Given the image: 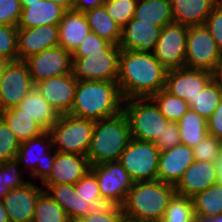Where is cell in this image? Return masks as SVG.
Listing matches in <instances>:
<instances>
[{
    "instance_id": "6da1fadb",
    "label": "cell",
    "mask_w": 222,
    "mask_h": 222,
    "mask_svg": "<svg viewBox=\"0 0 222 222\" xmlns=\"http://www.w3.org/2000/svg\"><path fill=\"white\" fill-rule=\"evenodd\" d=\"M167 71L152 52L121 49L117 83L123 99L147 98L165 89Z\"/></svg>"
},
{
    "instance_id": "7a4b0ae2",
    "label": "cell",
    "mask_w": 222,
    "mask_h": 222,
    "mask_svg": "<svg viewBox=\"0 0 222 222\" xmlns=\"http://www.w3.org/2000/svg\"><path fill=\"white\" fill-rule=\"evenodd\" d=\"M123 102L117 81H77L69 114L95 122L121 113Z\"/></svg>"
},
{
    "instance_id": "3957f363",
    "label": "cell",
    "mask_w": 222,
    "mask_h": 222,
    "mask_svg": "<svg viewBox=\"0 0 222 222\" xmlns=\"http://www.w3.org/2000/svg\"><path fill=\"white\" fill-rule=\"evenodd\" d=\"M175 194L174 185L160 180L133 182L121 207L125 217L161 222Z\"/></svg>"
},
{
    "instance_id": "277c9868",
    "label": "cell",
    "mask_w": 222,
    "mask_h": 222,
    "mask_svg": "<svg viewBox=\"0 0 222 222\" xmlns=\"http://www.w3.org/2000/svg\"><path fill=\"white\" fill-rule=\"evenodd\" d=\"M131 139L128 120L123 112L95 121L87 152L91 166L118 161Z\"/></svg>"
},
{
    "instance_id": "5b68a950",
    "label": "cell",
    "mask_w": 222,
    "mask_h": 222,
    "mask_svg": "<svg viewBox=\"0 0 222 222\" xmlns=\"http://www.w3.org/2000/svg\"><path fill=\"white\" fill-rule=\"evenodd\" d=\"M122 112L128 120L131 138L141 141L155 142L169 123L150 97L125 99Z\"/></svg>"
},
{
    "instance_id": "8992f818",
    "label": "cell",
    "mask_w": 222,
    "mask_h": 222,
    "mask_svg": "<svg viewBox=\"0 0 222 222\" xmlns=\"http://www.w3.org/2000/svg\"><path fill=\"white\" fill-rule=\"evenodd\" d=\"M121 48L111 44L106 50L72 52V75L77 81H117Z\"/></svg>"
},
{
    "instance_id": "52a82bcc",
    "label": "cell",
    "mask_w": 222,
    "mask_h": 222,
    "mask_svg": "<svg viewBox=\"0 0 222 222\" xmlns=\"http://www.w3.org/2000/svg\"><path fill=\"white\" fill-rule=\"evenodd\" d=\"M95 122L70 114L59 115L49 130L52 145L58 152L87 156Z\"/></svg>"
},
{
    "instance_id": "ba28073f",
    "label": "cell",
    "mask_w": 222,
    "mask_h": 222,
    "mask_svg": "<svg viewBox=\"0 0 222 222\" xmlns=\"http://www.w3.org/2000/svg\"><path fill=\"white\" fill-rule=\"evenodd\" d=\"M160 150L154 142L132 138L119 158L133 182L157 180Z\"/></svg>"
},
{
    "instance_id": "9c48e42d",
    "label": "cell",
    "mask_w": 222,
    "mask_h": 222,
    "mask_svg": "<svg viewBox=\"0 0 222 222\" xmlns=\"http://www.w3.org/2000/svg\"><path fill=\"white\" fill-rule=\"evenodd\" d=\"M221 58L222 51L204 24L188 26L185 67L213 72Z\"/></svg>"
},
{
    "instance_id": "30bf717a",
    "label": "cell",
    "mask_w": 222,
    "mask_h": 222,
    "mask_svg": "<svg viewBox=\"0 0 222 222\" xmlns=\"http://www.w3.org/2000/svg\"><path fill=\"white\" fill-rule=\"evenodd\" d=\"M35 86L25 61L2 62L0 78V112L18 106Z\"/></svg>"
},
{
    "instance_id": "8fae6325",
    "label": "cell",
    "mask_w": 222,
    "mask_h": 222,
    "mask_svg": "<svg viewBox=\"0 0 222 222\" xmlns=\"http://www.w3.org/2000/svg\"><path fill=\"white\" fill-rule=\"evenodd\" d=\"M39 147L43 149L40 150V152L38 151L40 154L37 153V148ZM52 148V138L49 131H44L39 136L31 138L28 141L20 144L15 160L19 164L23 163V165H25V168L27 167L31 169V171L29 172L30 181L31 179L34 180V178L35 180L36 178H40L43 183L49 177L55 160V151L52 155ZM33 152L37 153V157L32 156L31 158Z\"/></svg>"
},
{
    "instance_id": "7c38bea8",
    "label": "cell",
    "mask_w": 222,
    "mask_h": 222,
    "mask_svg": "<svg viewBox=\"0 0 222 222\" xmlns=\"http://www.w3.org/2000/svg\"><path fill=\"white\" fill-rule=\"evenodd\" d=\"M187 32L188 26L175 22L162 27L153 54L166 70L185 67Z\"/></svg>"
},
{
    "instance_id": "4fadbf2b",
    "label": "cell",
    "mask_w": 222,
    "mask_h": 222,
    "mask_svg": "<svg viewBox=\"0 0 222 222\" xmlns=\"http://www.w3.org/2000/svg\"><path fill=\"white\" fill-rule=\"evenodd\" d=\"M33 83L72 73V53L61 46L49 48L25 60Z\"/></svg>"
},
{
    "instance_id": "5bb4252c",
    "label": "cell",
    "mask_w": 222,
    "mask_h": 222,
    "mask_svg": "<svg viewBox=\"0 0 222 222\" xmlns=\"http://www.w3.org/2000/svg\"><path fill=\"white\" fill-rule=\"evenodd\" d=\"M95 173L101 197L109 198L121 206L133 185L128 172L119 161L91 166Z\"/></svg>"
},
{
    "instance_id": "9a60e30c",
    "label": "cell",
    "mask_w": 222,
    "mask_h": 222,
    "mask_svg": "<svg viewBox=\"0 0 222 222\" xmlns=\"http://www.w3.org/2000/svg\"><path fill=\"white\" fill-rule=\"evenodd\" d=\"M213 79V72L182 67L167 71L165 90L186 102L193 100Z\"/></svg>"
},
{
    "instance_id": "2e32d148",
    "label": "cell",
    "mask_w": 222,
    "mask_h": 222,
    "mask_svg": "<svg viewBox=\"0 0 222 222\" xmlns=\"http://www.w3.org/2000/svg\"><path fill=\"white\" fill-rule=\"evenodd\" d=\"M35 87L59 115L70 113L77 87L72 73L37 82Z\"/></svg>"
},
{
    "instance_id": "e0dca14e",
    "label": "cell",
    "mask_w": 222,
    "mask_h": 222,
    "mask_svg": "<svg viewBox=\"0 0 222 222\" xmlns=\"http://www.w3.org/2000/svg\"><path fill=\"white\" fill-rule=\"evenodd\" d=\"M45 188L28 181L11 189L2 199L10 222H32L36 200Z\"/></svg>"
},
{
    "instance_id": "ac0fdd59",
    "label": "cell",
    "mask_w": 222,
    "mask_h": 222,
    "mask_svg": "<svg viewBox=\"0 0 222 222\" xmlns=\"http://www.w3.org/2000/svg\"><path fill=\"white\" fill-rule=\"evenodd\" d=\"M18 57L25 61L43 50L59 46L58 25H42L36 28H18Z\"/></svg>"
},
{
    "instance_id": "d6986e66",
    "label": "cell",
    "mask_w": 222,
    "mask_h": 222,
    "mask_svg": "<svg viewBox=\"0 0 222 222\" xmlns=\"http://www.w3.org/2000/svg\"><path fill=\"white\" fill-rule=\"evenodd\" d=\"M194 160L193 148L185 144L160 151L157 180L175 186Z\"/></svg>"
},
{
    "instance_id": "ffe728a7",
    "label": "cell",
    "mask_w": 222,
    "mask_h": 222,
    "mask_svg": "<svg viewBox=\"0 0 222 222\" xmlns=\"http://www.w3.org/2000/svg\"><path fill=\"white\" fill-rule=\"evenodd\" d=\"M90 169L87 156L55 151L52 171L43 184L75 185Z\"/></svg>"
},
{
    "instance_id": "44dd1931",
    "label": "cell",
    "mask_w": 222,
    "mask_h": 222,
    "mask_svg": "<svg viewBox=\"0 0 222 222\" xmlns=\"http://www.w3.org/2000/svg\"><path fill=\"white\" fill-rule=\"evenodd\" d=\"M161 27L130 19L121 30L119 47L123 50H136L153 53L160 36Z\"/></svg>"
},
{
    "instance_id": "7402d4cb",
    "label": "cell",
    "mask_w": 222,
    "mask_h": 222,
    "mask_svg": "<svg viewBox=\"0 0 222 222\" xmlns=\"http://www.w3.org/2000/svg\"><path fill=\"white\" fill-rule=\"evenodd\" d=\"M215 183L217 176L214 164L209 161L194 160L175 185V191L177 195L191 198Z\"/></svg>"
},
{
    "instance_id": "603a6c76",
    "label": "cell",
    "mask_w": 222,
    "mask_h": 222,
    "mask_svg": "<svg viewBox=\"0 0 222 222\" xmlns=\"http://www.w3.org/2000/svg\"><path fill=\"white\" fill-rule=\"evenodd\" d=\"M22 11L18 28H36L42 25H58L65 8L49 0L21 2Z\"/></svg>"
},
{
    "instance_id": "cb8c5ba5",
    "label": "cell",
    "mask_w": 222,
    "mask_h": 222,
    "mask_svg": "<svg viewBox=\"0 0 222 222\" xmlns=\"http://www.w3.org/2000/svg\"><path fill=\"white\" fill-rule=\"evenodd\" d=\"M59 46L72 53L90 32L85 14L76 10H66L58 24Z\"/></svg>"
},
{
    "instance_id": "d4e9b609",
    "label": "cell",
    "mask_w": 222,
    "mask_h": 222,
    "mask_svg": "<svg viewBox=\"0 0 222 222\" xmlns=\"http://www.w3.org/2000/svg\"><path fill=\"white\" fill-rule=\"evenodd\" d=\"M219 0H170L173 21L186 26L205 23Z\"/></svg>"
},
{
    "instance_id": "484cf974",
    "label": "cell",
    "mask_w": 222,
    "mask_h": 222,
    "mask_svg": "<svg viewBox=\"0 0 222 222\" xmlns=\"http://www.w3.org/2000/svg\"><path fill=\"white\" fill-rule=\"evenodd\" d=\"M48 194L66 212L71 222H77L87 215L90 203L78 197L73 184H43Z\"/></svg>"
},
{
    "instance_id": "4316f807",
    "label": "cell",
    "mask_w": 222,
    "mask_h": 222,
    "mask_svg": "<svg viewBox=\"0 0 222 222\" xmlns=\"http://www.w3.org/2000/svg\"><path fill=\"white\" fill-rule=\"evenodd\" d=\"M18 106L22 109V112L37 121L45 131H49L59 117V114L48 104L35 86Z\"/></svg>"
},
{
    "instance_id": "83f0119b",
    "label": "cell",
    "mask_w": 222,
    "mask_h": 222,
    "mask_svg": "<svg viewBox=\"0 0 222 222\" xmlns=\"http://www.w3.org/2000/svg\"><path fill=\"white\" fill-rule=\"evenodd\" d=\"M0 117L21 143L39 136L45 130L31 116L15 106L0 112Z\"/></svg>"
},
{
    "instance_id": "f1b7e54d",
    "label": "cell",
    "mask_w": 222,
    "mask_h": 222,
    "mask_svg": "<svg viewBox=\"0 0 222 222\" xmlns=\"http://www.w3.org/2000/svg\"><path fill=\"white\" fill-rule=\"evenodd\" d=\"M133 18L164 27L173 23L170 0H138Z\"/></svg>"
},
{
    "instance_id": "f546056e",
    "label": "cell",
    "mask_w": 222,
    "mask_h": 222,
    "mask_svg": "<svg viewBox=\"0 0 222 222\" xmlns=\"http://www.w3.org/2000/svg\"><path fill=\"white\" fill-rule=\"evenodd\" d=\"M84 14L91 32L111 44L119 45L122 28L107 14L104 5L88 10Z\"/></svg>"
},
{
    "instance_id": "4dcf8cb0",
    "label": "cell",
    "mask_w": 222,
    "mask_h": 222,
    "mask_svg": "<svg viewBox=\"0 0 222 222\" xmlns=\"http://www.w3.org/2000/svg\"><path fill=\"white\" fill-rule=\"evenodd\" d=\"M181 144L195 147L208 135L207 120L189 108L177 122Z\"/></svg>"
},
{
    "instance_id": "1f68e13d",
    "label": "cell",
    "mask_w": 222,
    "mask_h": 222,
    "mask_svg": "<svg viewBox=\"0 0 222 222\" xmlns=\"http://www.w3.org/2000/svg\"><path fill=\"white\" fill-rule=\"evenodd\" d=\"M194 215L216 216L222 214V185L218 182L191 197Z\"/></svg>"
},
{
    "instance_id": "d6a6232c",
    "label": "cell",
    "mask_w": 222,
    "mask_h": 222,
    "mask_svg": "<svg viewBox=\"0 0 222 222\" xmlns=\"http://www.w3.org/2000/svg\"><path fill=\"white\" fill-rule=\"evenodd\" d=\"M222 99V87L212 79L202 91L188 101L189 108L206 120L212 115Z\"/></svg>"
},
{
    "instance_id": "836d02e7",
    "label": "cell",
    "mask_w": 222,
    "mask_h": 222,
    "mask_svg": "<svg viewBox=\"0 0 222 222\" xmlns=\"http://www.w3.org/2000/svg\"><path fill=\"white\" fill-rule=\"evenodd\" d=\"M32 222H71L63 208L43 190L36 200Z\"/></svg>"
},
{
    "instance_id": "e575fe53",
    "label": "cell",
    "mask_w": 222,
    "mask_h": 222,
    "mask_svg": "<svg viewBox=\"0 0 222 222\" xmlns=\"http://www.w3.org/2000/svg\"><path fill=\"white\" fill-rule=\"evenodd\" d=\"M159 108L160 112L169 122H178L189 110L188 102L171 95L165 89L160 90L150 97Z\"/></svg>"
},
{
    "instance_id": "d590c367",
    "label": "cell",
    "mask_w": 222,
    "mask_h": 222,
    "mask_svg": "<svg viewBox=\"0 0 222 222\" xmlns=\"http://www.w3.org/2000/svg\"><path fill=\"white\" fill-rule=\"evenodd\" d=\"M161 222H194L191 198L175 194L170 200Z\"/></svg>"
},
{
    "instance_id": "8d00e7d4",
    "label": "cell",
    "mask_w": 222,
    "mask_h": 222,
    "mask_svg": "<svg viewBox=\"0 0 222 222\" xmlns=\"http://www.w3.org/2000/svg\"><path fill=\"white\" fill-rule=\"evenodd\" d=\"M19 163L14 159L0 163V200L14 188L23 186L28 180L21 178L22 172Z\"/></svg>"
},
{
    "instance_id": "74e56055",
    "label": "cell",
    "mask_w": 222,
    "mask_h": 222,
    "mask_svg": "<svg viewBox=\"0 0 222 222\" xmlns=\"http://www.w3.org/2000/svg\"><path fill=\"white\" fill-rule=\"evenodd\" d=\"M17 37V26L0 24V61L19 60Z\"/></svg>"
},
{
    "instance_id": "f35d334b",
    "label": "cell",
    "mask_w": 222,
    "mask_h": 222,
    "mask_svg": "<svg viewBox=\"0 0 222 222\" xmlns=\"http://www.w3.org/2000/svg\"><path fill=\"white\" fill-rule=\"evenodd\" d=\"M138 0H106L107 14L123 28L133 18Z\"/></svg>"
},
{
    "instance_id": "ab89813d",
    "label": "cell",
    "mask_w": 222,
    "mask_h": 222,
    "mask_svg": "<svg viewBox=\"0 0 222 222\" xmlns=\"http://www.w3.org/2000/svg\"><path fill=\"white\" fill-rule=\"evenodd\" d=\"M20 142L0 117V163L16 158Z\"/></svg>"
},
{
    "instance_id": "60d3db41",
    "label": "cell",
    "mask_w": 222,
    "mask_h": 222,
    "mask_svg": "<svg viewBox=\"0 0 222 222\" xmlns=\"http://www.w3.org/2000/svg\"><path fill=\"white\" fill-rule=\"evenodd\" d=\"M196 161L214 162L222 151V140L207 135L200 143L193 147Z\"/></svg>"
},
{
    "instance_id": "b9f144b4",
    "label": "cell",
    "mask_w": 222,
    "mask_h": 222,
    "mask_svg": "<svg viewBox=\"0 0 222 222\" xmlns=\"http://www.w3.org/2000/svg\"><path fill=\"white\" fill-rule=\"evenodd\" d=\"M75 192L87 203L101 197L96 175L91 169L75 184Z\"/></svg>"
},
{
    "instance_id": "7bdbcfd3",
    "label": "cell",
    "mask_w": 222,
    "mask_h": 222,
    "mask_svg": "<svg viewBox=\"0 0 222 222\" xmlns=\"http://www.w3.org/2000/svg\"><path fill=\"white\" fill-rule=\"evenodd\" d=\"M204 25L209 30L217 47L222 51V0L213 6Z\"/></svg>"
},
{
    "instance_id": "ee69618b",
    "label": "cell",
    "mask_w": 222,
    "mask_h": 222,
    "mask_svg": "<svg viewBox=\"0 0 222 222\" xmlns=\"http://www.w3.org/2000/svg\"><path fill=\"white\" fill-rule=\"evenodd\" d=\"M21 11L20 0H0V24L17 26Z\"/></svg>"
},
{
    "instance_id": "f6af8a7d",
    "label": "cell",
    "mask_w": 222,
    "mask_h": 222,
    "mask_svg": "<svg viewBox=\"0 0 222 222\" xmlns=\"http://www.w3.org/2000/svg\"><path fill=\"white\" fill-rule=\"evenodd\" d=\"M155 146L160 150H168L181 144L179 128L176 122H169L162 134L155 140Z\"/></svg>"
},
{
    "instance_id": "bcb514c9",
    "label": "cell",
    "mask_w": 222,
    "mask_h": 222,
    "mask_svg": "<svg viewBox=\"0 0 222 222\" xmlns=\"http://www.w3.org/2000/svg\"><path fill=\"white\" fill-rule=\"evenodd\" d=\"M111 45L110 42L100 38L96 33L89 32L87 37L73 52H94L106 50Z\"/></svg>"
},
{
    "instance_id": "7dc6e473",
    "label": "cell",
    "mask_w": 222,
    "mask_h": 222,
    "mask_svg": "<svg viewBox=\"0 0 222 222\" xmlns=\"http://www.w3.org/2000/svg\"><path fill=\"white\" fill-rule=\"evenodd\" d=\"M119 205L105 197H100L96 200H93L88 209H87V215H100L103 213H110L113 212Z\"/></svg>"
},
{
    "instance_id": "c3c4849f",
    "label": "cell",
    "mask_w": 222,
    "mask_h": 222,
    "mask_svg": "<svg viewBox=\"0 0 222 222\" xmlns=\"http://www.w3.org/2000/svg\"><path fill=\"white\" fill-rule=\"evenodd\" d=\"M207 128L208 135L222 140V99L212 115L207 119Z\"/></svg>"
},
{
    "instance_id": "681fc988",
    "label": "cell",
    "mask_w": 222,
    "mask_h": 222,
    "mask_svg": "<svg viewBox=\"0 0 222 222\" xmlns=\"http://www.w3.org/2000/svg\"><path fill=\"white\" fill-rule=\"evenodd\" d=\"M124 213L121 206H118L113 212L100 215H86L77 222H122Z\"/></svg>"
},
{
    "instance_id": "f907efd6",
    "label": "cell",
    "mask_w": 222,
    "mask_h": 222,
    "mask_svg": "<svg viewBox=\"0 0 222 222\" xmlns=\"http://www.w3.org/2000/svg\"><path fill=\"white\" fill-rule=\"evenodd\" d=\"M106 0H73V10L85 13L95 7L102 6Z\"/></svg>"
},
{
    "instance_id": "816d5d0a",
    "label": "cell",
    "mask_w": 222,
    "mask_h": 222,
    "mask_svg": "<svg viewBox=\"0 0 222 222\" xmlns=\"http://www.w3.org/2000/svg\"><path fill=\"white\" fill-rule=\"evenodd\" d=\"M213 164L217 176V182L222 185V151L216 157V160L213 162Z\"/></svg>"
},
{
    "instance_id": "f5cc1de1",
    "label": "cell",
    "mask_w": 222,
    "mask_h": 222,
    "mask_svg": "<svg viewBox=\"0 0 222 222\" xmlns=\"http://www.w3.org/2000/svg\"><path fill=\"white\" fill-rule=\"evenodd\" d=\"M213 79L222 87V58L213 71Z\"/></svg>"
},
{
    "instance_id": "db71d44e",
    "label": "cell",
    "mask_w": 222,
    "mask_h": 222,
    "mask_svg": "<svg viewBox=\"0 0 222 222\" xmlns=\"http://www.w3.org/2000/svg\"><path fill=\"white\" fill-rule=\"evenodd\" d=\"M49 1L59 4L66 10H71L73 7V0H49Z\"/></svg>"
},
{
    "instance_id": "11a10c76",
    "label": "cell",
    "mask_w": 222,
    "mask_h": 222,
    "mask_svg": "<svg viewBox=\"0 0 222 222\" xmlns=\"http://www.w3.org/2000/svg\"><path fill=\"white\" fill-rule=\"evenodd\" d=\"M0 222H10L2 200H0Z\"/></svg>"
},
{
    "instance_id": "9f6ffc18",
    "label": "cell",
    "mask_w": 222,
    "mask_h": 222,
    "mask_svg": "<svg viewBox=\"0 0 222 222\" xmlns=\"http://www.w3.org/2000/svg\"><path fill=\"white\" fill-rule=\"evenodd\" d=\"M194 222H214V216H200L194 215Z\"/></svg>"
},
{
    "instance_id": "6f0895ef",
    "label": "cell",
    "mask_w": 222,
    "mask_h": 222,
    "mask_svg": "<svg viewBox=\"0 0 222 222\" xmlns=\"http://www.w3.org/2000/svg\"><path fill=\"white\" fill-rule=\"evenodd\" d=\"M122 222H150V221L135 220V219H131V218H128V217L124 216Z\"/></svg>"
},
{
    "instance_id": "680465c9",
    "label": "cell",
    "mask_w": 222,
    "mask_h": 222,
    "mask_svg": "<svg viewBox=\"0 0 222 222\" xmlns=\"http://www.w3.org/2000/svg\"><path fill=\"white\" fill-rule=\"evenodd\" d=\"M214 222H222V214L214 216Z\"/></svg>"
},
{
    "instance_id": "91938a15",
    "label": "cell",
    "mask_w": 222,
    "mask_h": 222,
    "mask_svg": "<svg viewBox=\"0 0 222 222\" xmlns=\"http://www.w3.org/2000/svg\"><path fill=\"white\" fill-rule=\"evenodd\" d=\"M21 2H34V1H39V0H20Z\"/></svg>"
},
{
    "instance_id": "94428289",
    "label": "cell",
    "mask_w": 222,
    "mask_h": 222,
    "mask_svg": "<svg viewBox=\"0 0 222 222\" xmlns=\"http://www.w3.org/2000/svg\"><path fill=\"white\" fill-rule=\"evenodd\" d=\"M1 72H2V61H0V78H1Z\"/></svg>"
}]
</instances>
